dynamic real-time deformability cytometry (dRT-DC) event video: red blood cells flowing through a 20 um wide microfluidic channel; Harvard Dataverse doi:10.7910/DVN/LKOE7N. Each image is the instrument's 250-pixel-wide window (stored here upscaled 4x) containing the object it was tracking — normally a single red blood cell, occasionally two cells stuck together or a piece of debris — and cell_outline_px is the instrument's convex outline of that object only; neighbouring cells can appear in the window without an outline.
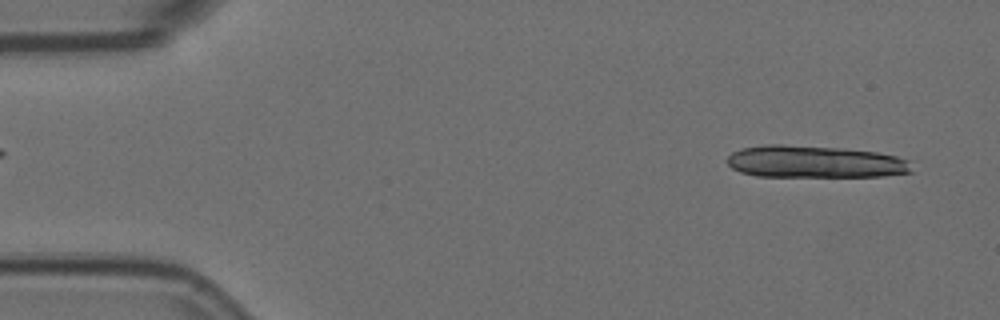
{"species": "Egyptian fruit bat (a non-hibernating species)", "species_latin": "Rousettus aegyptiacus", "temperature_condition": "room temperature", "stored_images_in_passage": 5, "segment_of_instrument_passage": [2, 2], "camera_frame_rate_fps": 3000, "um_per_image_px": 0.085, "animal": {"sex": "female"}, "frame": {"image": 1, "passage_image": 5, "time_ms": 1.333, "image_size_px": [1000, 320], "cell_outline_px": [[912, 172], [884, 176], [756, 176], [740, 172], [732, 168], [728, 164], [728, 156], [732, 152], [740, 148], [768, 144], [780, 144], [840, 148], [876, 152], [896, 156], [908, 160]], "centroid_in_image_um": [69.22, 13.75], "position_along_channel_um": 15.8, "area_um2": 34.51}}